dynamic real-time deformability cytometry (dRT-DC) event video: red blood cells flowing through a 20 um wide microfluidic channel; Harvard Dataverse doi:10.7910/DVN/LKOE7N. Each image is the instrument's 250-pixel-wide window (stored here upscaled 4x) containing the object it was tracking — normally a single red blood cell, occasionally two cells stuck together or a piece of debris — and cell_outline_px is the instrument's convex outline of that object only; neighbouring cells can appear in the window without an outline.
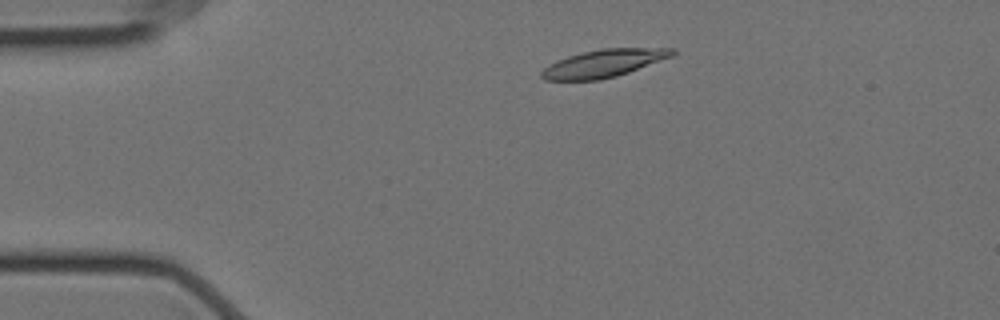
{"species": "Egyptian fruit bat (a non-hibernating species)", "species_latin": "Rousettus aegyptiacus", "temperature_condition": "cold", "stored_images_in_passage": 52, "camera_frame_rate_fps": 3000, "um_per_image_px": 0.085, "animal": {"sex": "female"}, "frame": {"image": 1, "passage_image": 6, "time_ms": 1.667, "image_size_px": [1000, 320], "cell_outline_px": [[676, 52], [672, 56], [628, 72], [616, 76], [600, 80], [544, 80], [540, 76], [540, 72], [544, 68], [556, 60], [568, 56], [584, 52], [604, 48], [676, 48]], "centroid_in_image_um": [51.29, 5.38], "position_along_channel_um": 33.7, "area_um2": 20.92}}
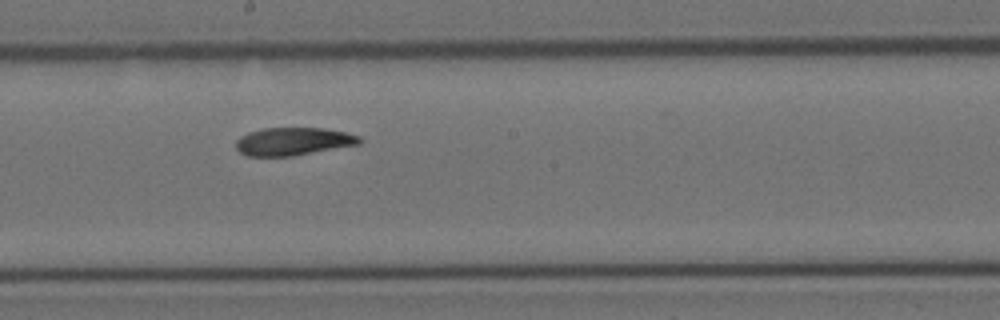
{"frame": {"image": 2, "passage_image": 26, "time_ms": 8.333, "image_size_px": [1000, 320], "cell_outline_px": [[364, 140], [360, 144], [292, 156], [248, 156], [240, 152], [236, 148], [236, 140], [240, 136], [248, 132], [264, 128], [324, 128], [344, 132], [360, 136]], "centroid_in_image_um": [24.93, 12.02], "position_along_channel_um": 223.3, "area_um2": 20.11}}
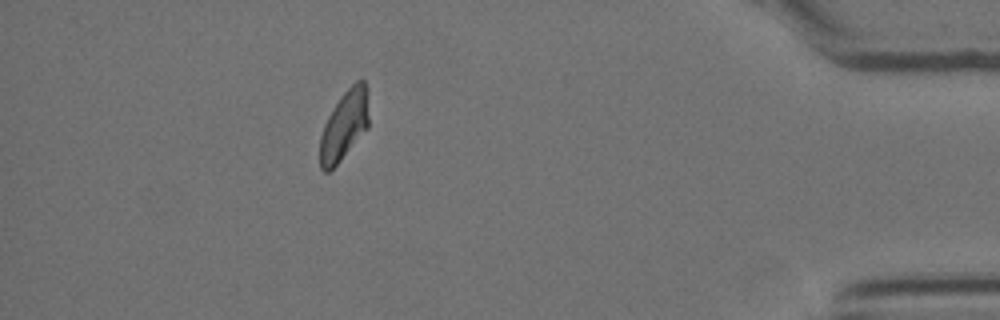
{"frame": {"image": 3, "passage_image": 46, "time_ms": 15.0, "image_size_px": [1000, 320], "cell_outline_px": [[368, 128], [340, 160], [328, 172], [324, 172], [320, 168], [320, 136], [324, 124], [328, 116], [344, 92], [356, 80], [364, 80], [368, 88]], "centroid_in_image_um": [29.27, 10.63], "position_along_channel_um": 405.9, "area_um2": 19.65}, "authors_computed_cell_mechanics": {"area_um2": 20.519, "velocity_mm_per_s": 3.494, "shape_relaxation_time_tau1_ms": 7.0387, "shape_relaxation_time_tau2_ms": 4.1532, "deformation_change_tau1": 0.1725, "deformation_change_tau2": 0.0783}}